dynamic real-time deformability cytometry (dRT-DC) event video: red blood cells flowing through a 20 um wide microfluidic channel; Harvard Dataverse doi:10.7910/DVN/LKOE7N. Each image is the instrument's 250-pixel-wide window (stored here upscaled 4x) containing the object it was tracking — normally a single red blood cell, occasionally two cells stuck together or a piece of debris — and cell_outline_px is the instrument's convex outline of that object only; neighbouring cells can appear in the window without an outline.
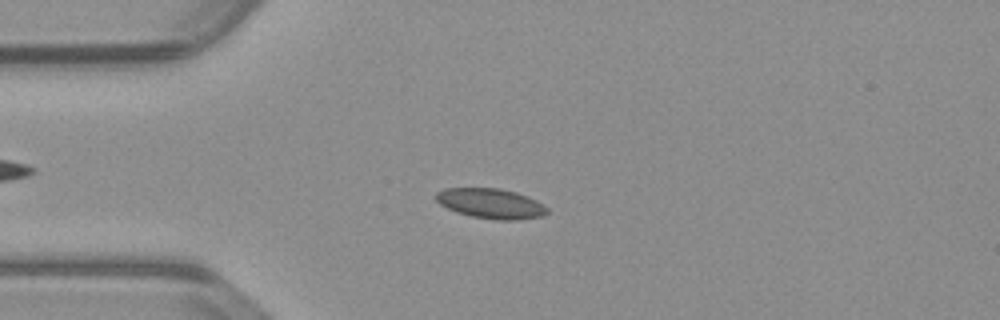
{"species": "common noctule bat (a hibernating species)", "species_latin": "Nyctalus noctula", "temperature_condition": "warm", "stored_images_in_passage": 54, "camera_frame_rate_fps": 3000, "um_per_image_px": 0.085, "animal": {"sex": "male", "body_mass_g": 23.1, "forearm_length_mm": 52.7}, "frame": {"image": 1, "passage_image": 13, "time_ms": 4.0, "image_size_px": [1000, 320], "cell_outline_px": [[548, 212], [540, 216], [516, 220], [496, 220], [472, 216], [456, 212], [440, 204], [436, 200], [436, 192], [444, 188], [500, 188], [516, 192], [528, 196], [536, 200], [548, 208]], "centroid_in_image_um": [41.71, 17.29], "position_along_channel_um": 43.3, "area_um2": 19.42}}
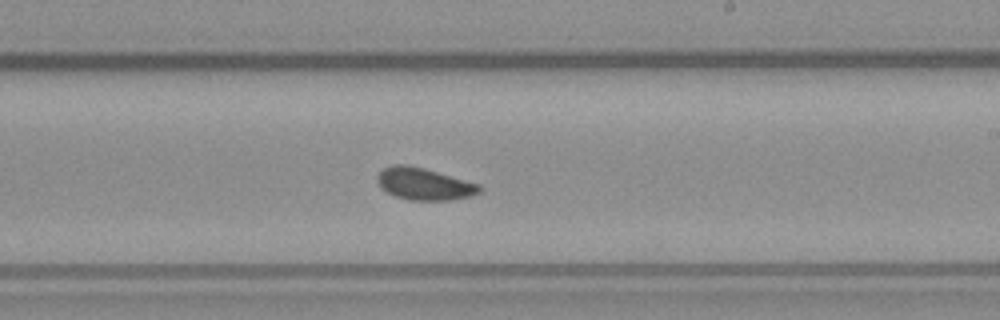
{"frame": {"image": 2, "passage_image": 31, "time_ms": 10.0, "image_size_px": [1000, 320], "cell_outline_px": [[484, 188], [480, 192], [472, 196], [452, 200], [408, 200], [396, 196], [380, 188], [376, 180], [376, 176], [384, 168], [392, 164], [404, 164], [424, 168], [480, 184]], "centroid_in_image_um": [36.06, 15.64], "position_along_channel_um": 252.9, "area_um2": 19.25}}
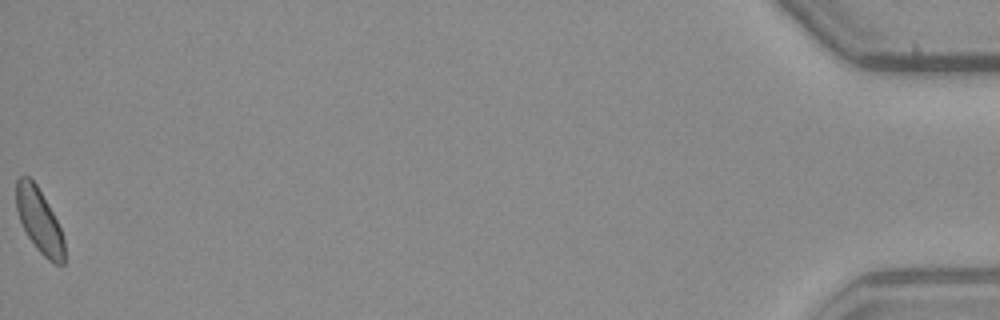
{"frame": {"image": 3, "passage_image": 54, "time_ms": 17.667, "image_size_px": [1000, 320], "cell_outline_px": [[64, 264], [56, 264], [48, 260], [36, 248], [28, 236], [20, 220], [16, 208], [16, 180], [20, 176], [28, 176], [36, 184], [52, 212], [60, 228], [64, 240]], "centroid_in_image_um": [3.33, 18.76], "position_along_channel_um": 431.9, "area_um2": 17.69}, "authors_computed_cell_mechanics": {"area_um2": 18.8428, "velocity_mm_per_s": 3.7874, "shape_relaxation_time_tau1_ms": 2.6295, "shape_relaxation_time_tau2_ms": 6.5652, "deformation_change_tau1": 0.0563, "deformation_change_tau2": 0.105}}